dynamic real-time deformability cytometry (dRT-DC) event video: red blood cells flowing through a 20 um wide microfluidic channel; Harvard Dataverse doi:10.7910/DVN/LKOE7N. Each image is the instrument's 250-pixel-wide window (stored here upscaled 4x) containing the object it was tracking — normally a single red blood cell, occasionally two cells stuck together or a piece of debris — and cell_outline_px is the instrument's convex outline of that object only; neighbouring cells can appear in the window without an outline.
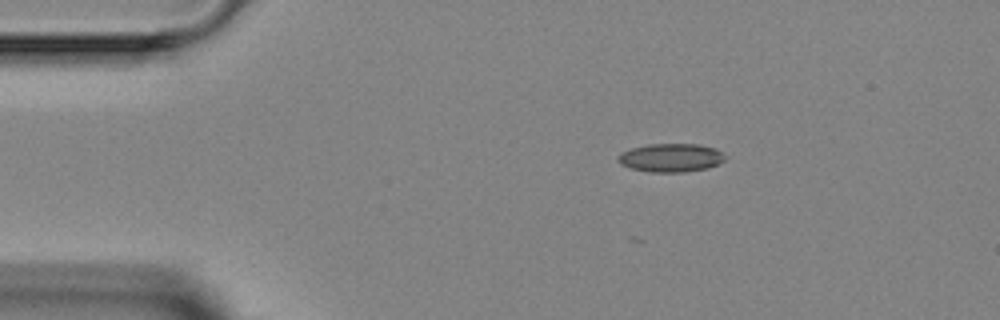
{"species": "Egyptian fruit bat (a non-hibernating species)", "species_latin": "Rousettus aegyptiacus", "temperature_condition": "room temperature", "stored_images_in_passage": 4, "camera_frame_rate_fps": 3000, "um_per_image_px": 0.085, "animal": {"sex": "female"}, "frame": {"image": 1, "passage_image": 1, "time_ms": 0.0, "image_size_px": [1000, 320], "cell_outline_px": [[724, 160], [720, 164], [708, 168], [684, 172], [648, 172], [632, 168], [620, 164], [616, 160], [616, 156], [620, 152], [632, 148], [648, 144], [696, 144], [716, 148], [724, 156]], "centroid_in_image_um": [56.99, 13.41], "position_along_channel_um": 28.0, "area_um2": 17.86}}
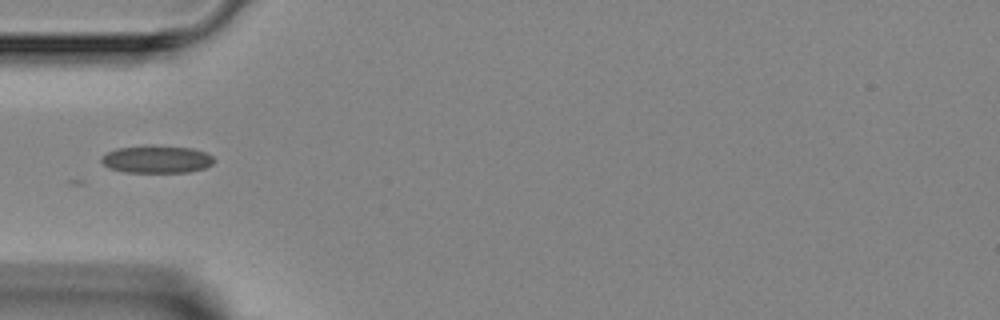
{"frame": {"image": 2, "passage_image": 3, "time_ms": 2.333, "image_size_px": [1000, 320], "cell_outline_px": [[216, 160], [212, 164], [204, 168], [188, 172], [124, 172], [108, 168], [100, 160], [100, 156], [116, 148], [152, 144], [192, 148], [204, 152], [212, 156]], "centroid_in_image_um": [13.29, 13.52], "position_along_channel_um": 71.7, "area_um2": 18.38}}
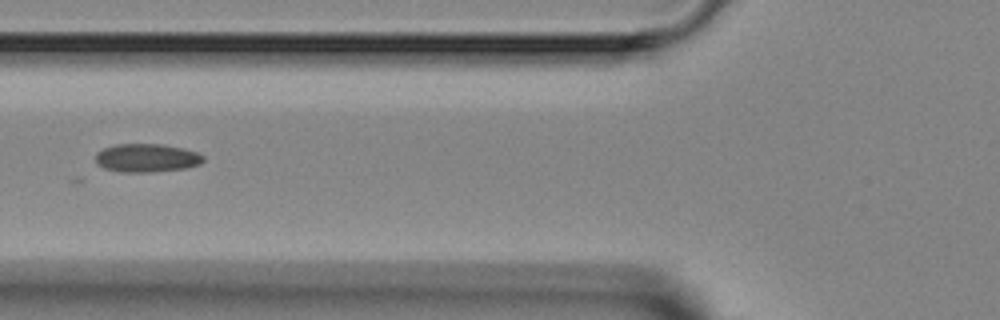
{"frame": {"image": 3, "passage_image": 4, "time_ms": 3.333, "image_size_px": [1000, 320], "cell_outline_px": [[204, 160], [200, 164], [184, 168], [152, 172], [120, 172], [104, 168], [96, 164], [96, 152], [104, 148], [116, 144], [164, 144], [184, 148], [196, 152], [204, 156]], "centroid_in_image_um": [12.46, 13.42], "position_along_channel_um": 113.3, "area_um2": 17.92}}